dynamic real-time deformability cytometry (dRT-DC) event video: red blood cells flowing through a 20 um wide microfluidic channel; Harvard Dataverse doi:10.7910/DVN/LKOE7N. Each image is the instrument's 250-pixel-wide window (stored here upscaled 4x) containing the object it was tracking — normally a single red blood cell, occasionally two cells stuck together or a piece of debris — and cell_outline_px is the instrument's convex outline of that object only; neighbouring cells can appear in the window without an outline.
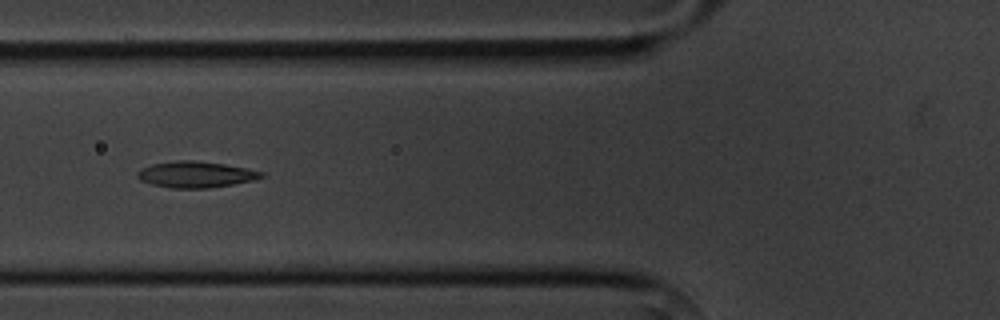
{"species": "common noctule bat (a hibernating species)", "species_latin": "Nyctalus noctula", "temperature_condition": "cold", "stored_images_in_passage": 5, "camera_frame_rate_fps": 3000, "um_per_image_px": 0.085, "animal": {"sex": "male", "body_mass_g": 20.1, "forearm_length_mm": 53.5}, "frame": {"image": 1, "passage_image": 5, "time_ms": 4.667, "image_size_px": [1000, 320], "cell_outline_px": [[264, 176], [252, 180], [232, 184], [208, 188], [172, 188], [152, 184], [140, 180], [136, 176], [136, 172], [140, 168], [152, 164], [176, 160], [192, 160], [224, 164], [248, 168], [264, 172]], "centroid_in_image_um": [16.6, 14.82], "position_along_channel_um": 109.2, "area_um2": 18.9}}